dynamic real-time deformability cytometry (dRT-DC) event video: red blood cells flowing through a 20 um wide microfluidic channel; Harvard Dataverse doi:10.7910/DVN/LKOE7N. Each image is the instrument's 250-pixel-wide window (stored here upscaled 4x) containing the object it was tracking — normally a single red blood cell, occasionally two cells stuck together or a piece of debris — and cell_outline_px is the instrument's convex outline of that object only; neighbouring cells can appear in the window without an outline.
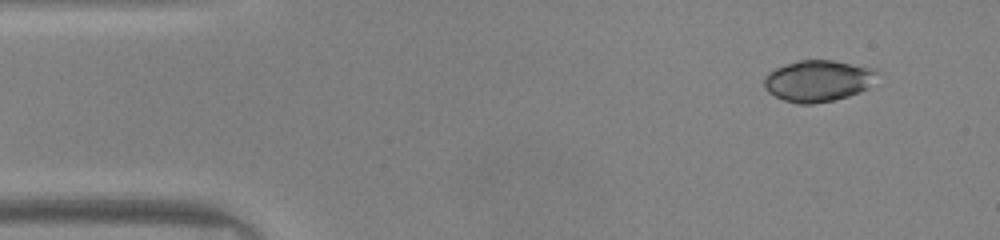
{"species": "common noctule bat (a hibernating species)", "species_latin": "Nyctalus noctula", "temperature_condition": "warm", "stored_images_in_passage": 45, "camera_frame_rate_fps": 3000, "um_per_image_px": 0.085, "animal": {"sex": "male", "body_mass_g": 20.0, "forearm_length_mm": 53.3}, "frame": {"image": 1, "passage_image": 1, "time_ms": 0.0, "image_size_px": [1000, 240], "cell_outline_px": [[880, 72], [868, 88], [860, 92], [848, 96], [832, 100], [812, 104], [796, 104], [784, 100], [768, 92], [764, 88], [764, 76], [768, 72], [776, 68], [800, 60], [832, 60], [876, 68]], "centroid_in_image_um": [69.55, 6.87], "position_along_channel_um": 15.4, "area_um2": 27.4}}
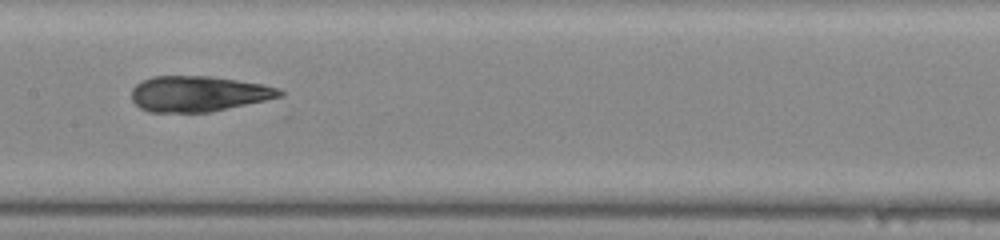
{"frame": {"image": 2, "passage_image": 20, "time_ms": 6.333, "image_size_px": [1000, 240], "cell_outline_px": [[284, 96], [208, 112], [148, 112], [140, 108], [132, 100], [132, 88], [140, 80], [152, 76], [212, 76], [264, 84], [280, 88], [284, 92]], "centroid_in_image_um": [16.86, 7.96], "position_along_channel_um": 190.5, "area_um2": 30.87}}
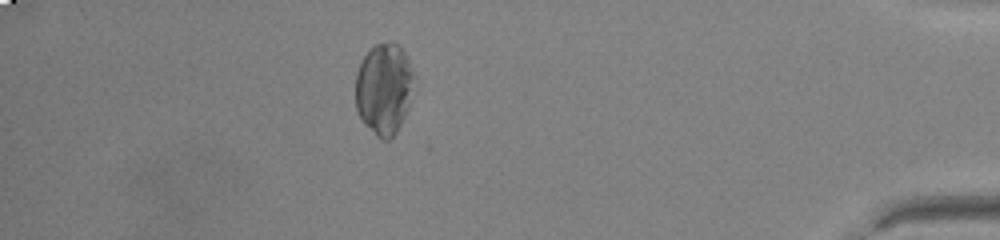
{"frame": {"image": 3, "passage_image": 39, "time_ms": 12.667, "image_size_px": [1000, 240], "cell_outline_px": [[412, 76], [408, 108], [396, 132], [388, 140], [384, 140], [376, 136], [364, 124], [356, 108], [356, 72], [364, 56], [376, 44], [392, 40], [404, 52], [412, 68]], "centroid_in_image_um": [32.6, 7.54], "position_along_channel_um": 402.6, "area_um2": 30.58}}